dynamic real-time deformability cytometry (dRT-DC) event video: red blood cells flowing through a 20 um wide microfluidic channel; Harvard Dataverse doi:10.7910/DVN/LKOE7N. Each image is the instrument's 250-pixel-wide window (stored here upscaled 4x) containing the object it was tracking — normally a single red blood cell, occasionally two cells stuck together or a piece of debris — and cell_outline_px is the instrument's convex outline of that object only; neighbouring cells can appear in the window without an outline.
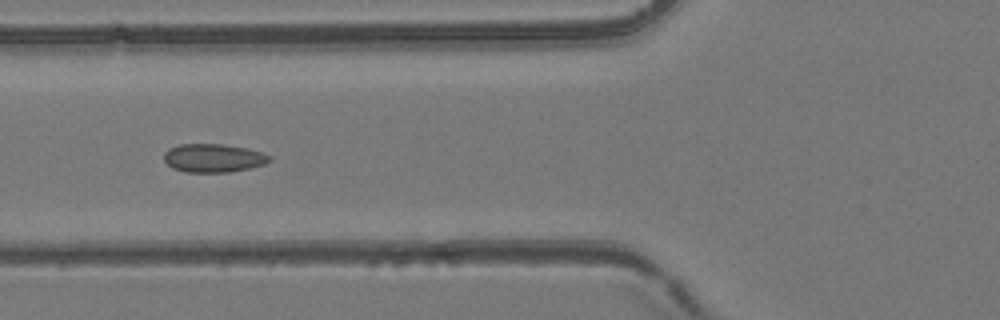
{"species": "common noctule bat (a hibernating species)", "species_latin": "Nyctalus noctula", "temperature_condition": "room temperature", "stored_images_in_passage": 56, "camera_frame_rate_fps": 3000, "um_per_image_px": 0.085, "animal": {"sex": "female", "body_mass_g": 24.6, "forearm_length_mm": 56.2}, "frame": {"image": 1, "passage_image": 22, "time_ms": 7.0, "image_size_px": [1000, 320], "cell_outline_px": [[272, 160], [264, 164], [248, 168], [228, 172], [184, 172], [172, 168], [164, 160], [164, 152], [168, 148], [180, 144], [224, 144], [248, 148], [264, 152], [272, 156]], "centroid_in_image_um": [18.15, 13.42], "position_along_channel_um": 107.6, "area_um2": 17.69}}
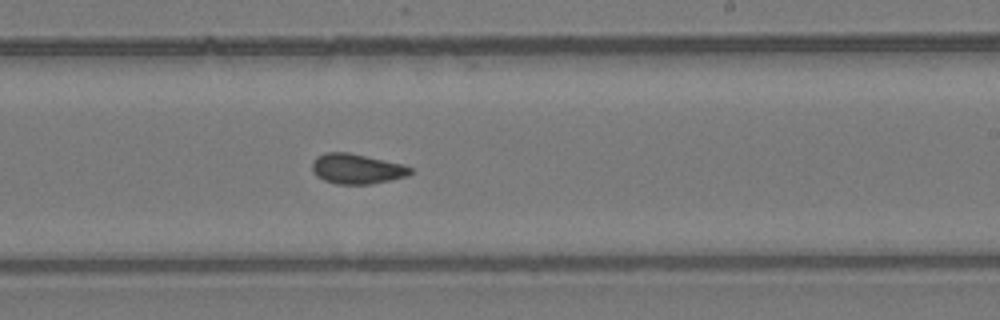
{"frame": {"image": 2, "passage_image": 34, "time_ms": 11.0, "image_size_px": [1000, 320], "cell_outline_px": [[412, 172], [408, 176], [372, 184], [336, 184], [324, 180], [316, 176], [312, 172], [312, 160], [316, 156], [324, 152], [348, 152], [404, 164], [412, 168]], "centroid_in_image_um": [30.31, 14.34], "position_along_channel_um": 258.7, "area_um2": 17.46}}
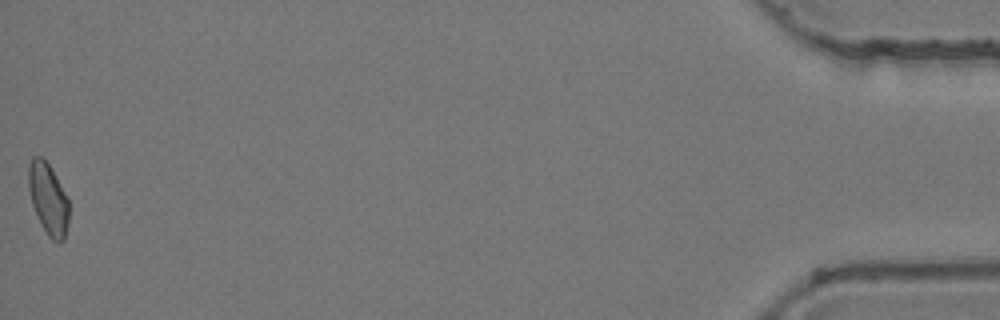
{"frame": {"image": 3, "passage_image": 56, "time_ms": 18.333, "image_size_px": [1000, 320], "cell_outline_px": [[68, 224], [64, 240], [60, 244], [52, 240], [48, 236], [40, 224], [32, 204], [28, 188], [28, 164], [32, 156], [40, 156], [48, 164], [68, 196]], "centroid_in_image_um": [4.09, 16.93], "position_along_channel_um": 431.1, "area_um2": 16.99}, "authors_computed_cell_mechanics": {"area_um2": 17.3689, "velocity_mm_per_s": 3.7703, "shape_relaxation_time_tau1_ms": null, "shape_relaxation_time_tau2_ms": 1.6113, "deformation_change_tau1": null, "deformation_change_tau2": 0.0583}}